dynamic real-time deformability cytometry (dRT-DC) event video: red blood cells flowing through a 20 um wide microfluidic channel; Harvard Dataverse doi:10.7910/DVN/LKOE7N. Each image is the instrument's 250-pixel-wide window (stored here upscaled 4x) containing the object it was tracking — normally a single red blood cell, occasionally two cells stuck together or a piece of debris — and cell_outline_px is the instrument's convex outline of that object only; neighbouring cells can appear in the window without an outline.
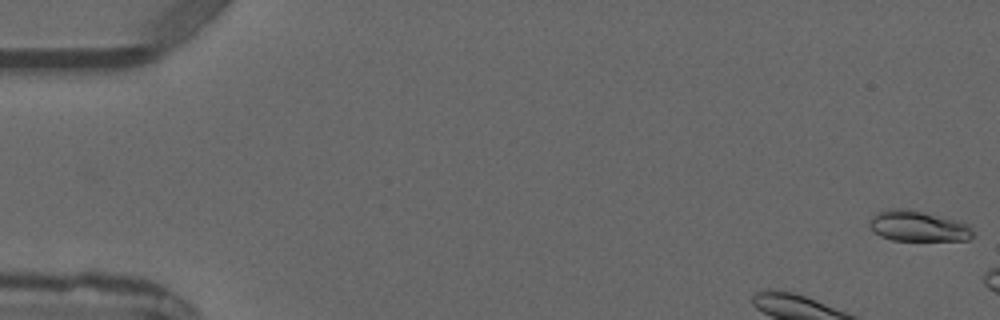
{"species": "common noctule bat (a hibernating species)", "species_latin": "Nyctalus noctula", "temperature_condition": "warm", "stored_images_in_passage": 3, "camera_frame_rate_fps": 3000, "um_per_image_px": 0.085, "animal": {"sex": "male", "forearm_length_mm": 52.5}, "frame": {"image": 1, "passage_image": 1, "time_ms": 0.0, "image_size_px": [1000, 320], "cell_outline_px": [[972, 236], [968, 240], [892, 240], [880, 236], [872, 232], [868, 224], [872, 216], [876, 212], [892, 208], [908, 208], [960, 220], [968, 224], [972, 228]], "centroid_in_image_um": [78.01, 19.2], "position_along_channel_um": 7.0, "area_um2": 18.79}}